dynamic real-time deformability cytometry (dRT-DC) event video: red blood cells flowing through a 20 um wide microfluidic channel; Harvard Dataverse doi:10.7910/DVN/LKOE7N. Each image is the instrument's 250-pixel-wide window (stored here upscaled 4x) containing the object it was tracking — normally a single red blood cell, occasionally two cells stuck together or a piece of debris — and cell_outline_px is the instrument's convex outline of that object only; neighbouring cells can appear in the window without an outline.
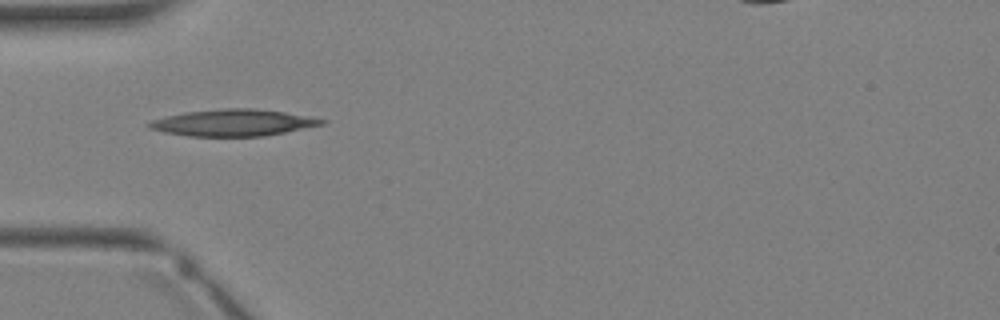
{"species": "Egyptian fruit bat (a non-hibernating species)", "species_latin": "Rousettus aegyptiacus", "temperature_condition": "warm", "stored_images_in_passage": 3, "camera_frame_rate_fps": 3000, "um_per_image_px": 0.085, "animal": {"sex": "female"}, "frame": {"image": 1, "passage_image": 3, "time_ms": 2.333, "image_size_px": [1000, 320], "cell_outline_px": [[328, 120], [324, 124], [264, 136], [188, 136], [164, 132], [148, 128], [144, 124], [152, 120], [184, 112], [220, 108], [256, 108], [284, 112]], "centroid_in_image_um": [19.78, 10.42], "position_along_channel_um": 65.2, "area_um2": 26.76}}